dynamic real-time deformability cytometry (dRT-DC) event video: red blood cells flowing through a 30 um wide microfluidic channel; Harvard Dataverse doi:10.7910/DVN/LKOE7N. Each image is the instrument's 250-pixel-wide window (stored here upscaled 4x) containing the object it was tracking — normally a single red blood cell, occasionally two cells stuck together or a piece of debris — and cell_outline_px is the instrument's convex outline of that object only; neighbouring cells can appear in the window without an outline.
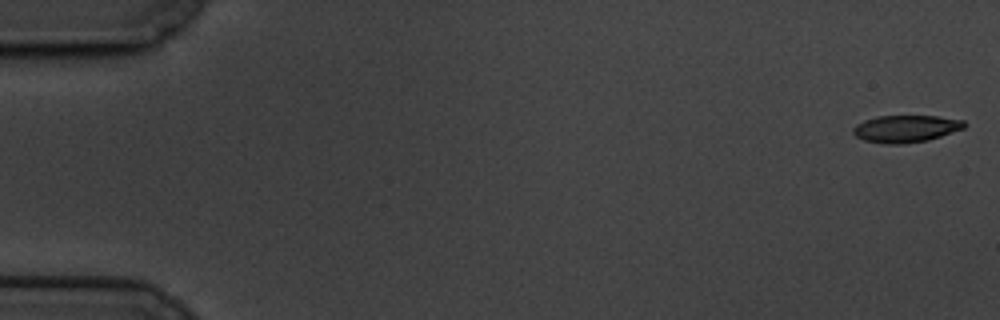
{"species": "common noctule bat (a hibernating species)", "species_latin": "Nyctalus noctula", "temperature_condition": "cold", "stored_images_in_passage": 61, "segment_of_instrument_passage": [1, 2], "camera_frame_rate_fps": 3000, "um_per_image_px": 0.085, "animal": {"sex": "male", "body_mass_g": 19.5, "forearm_length_mm": 54.6}, "frame": {"image": 1, "passage_image": 1, "time_ms": 0.0, "image_size_px": [1000, 320], "cell_outline_px": [[964, 128], [928, 140], [904, 144], [884, 144], [864, 140], [856, 136], [852, 132], [852, 128], [856, 124], [864, 120], [876, 116], [936, 116], [964, 120]], "centroid_in_image_um": [76.94, 10.94], "position_along_channel_um": 8.1, "area_um2": 17.57}}
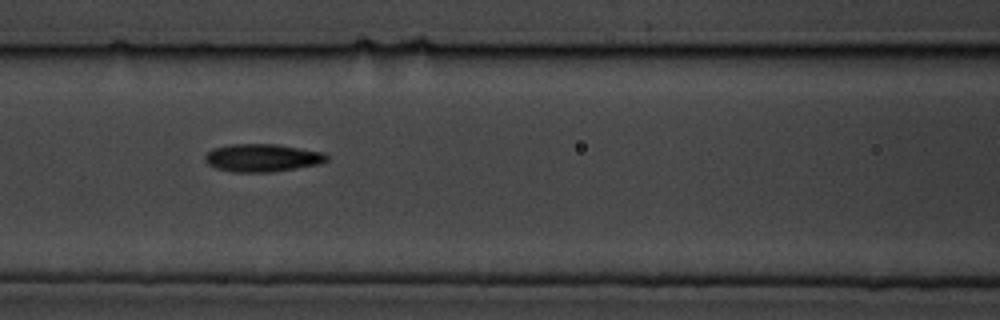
{"frame": {"image": 2, "passage_image": 26, "time_ms": 8.333, "image_size_px": [1000, 320], "cell_outline_px": [[328, 160], [320, 164], [272, 172], [232, 172], [216, 168], [208, 164], [204, 160], [204, 156], [212, 148], [232, 144], [276, 144], [324, 152], [328, 156]], "centroid_in_image_um": [22.29, 13.41], "position_along_channel_um": 144.3, "area_um2": 19.83}}
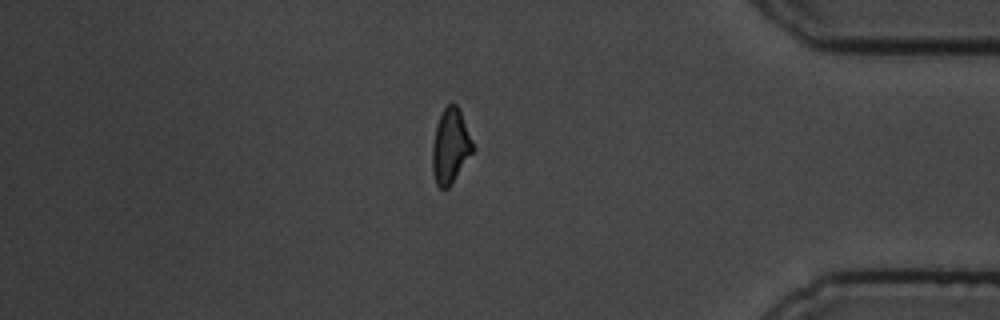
{"frame": {"image": 3, "passage_image": 51, "time_ms": 16.667, "image_size_px": [1000, 320], "cell_outline_px": [[476, 148], [448, 188], [440, 188], [436, 184], [432, 172], [432, 144], [436, 124], [444, 108], [448, 104], [456, 104], [460, 108]], "centroid_in_image_um": [38.3, 12.4], "position_along_channel_um": 396.9, "area_um2": 17.86}}